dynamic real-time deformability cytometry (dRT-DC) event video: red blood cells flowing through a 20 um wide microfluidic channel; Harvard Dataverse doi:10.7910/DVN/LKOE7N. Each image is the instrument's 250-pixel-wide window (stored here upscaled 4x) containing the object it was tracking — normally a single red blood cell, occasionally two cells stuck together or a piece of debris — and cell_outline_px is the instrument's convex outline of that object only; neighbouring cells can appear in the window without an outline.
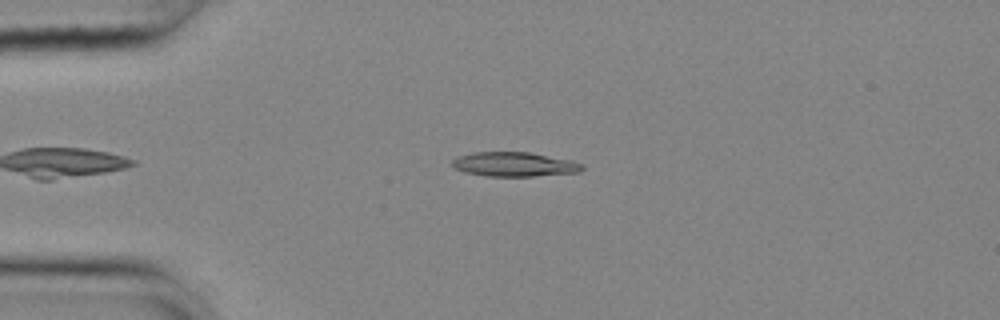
{"species": "common noctule bat (a hibernating species)", "species_latin": "Nyctalus noctula", "temperature_condition": "cold", "stored_images_in_passage": 38, "camera_frame_rate_fps": 3000, "um_per_image_px": 0.085, "animal": {"sex": "female", "body_mass_g": 25.1}, "frame": {"image": 1, "passage_image": 4, "time_ms": 1.0, "image_size_px": [1000, 320], "cell_outline_px": [[584, 168], [580, 172], [532, 176], [488, 176], [464, 172], [456, 168], [452, 164], [452, 160], [456, 156], [472, 152], [528, 152], [572, 160], [584, 164]], "centroid_in_image_um": [43.72, 13.96], "position_along_channel_um": 41.3, "area_um2": 18.5}}
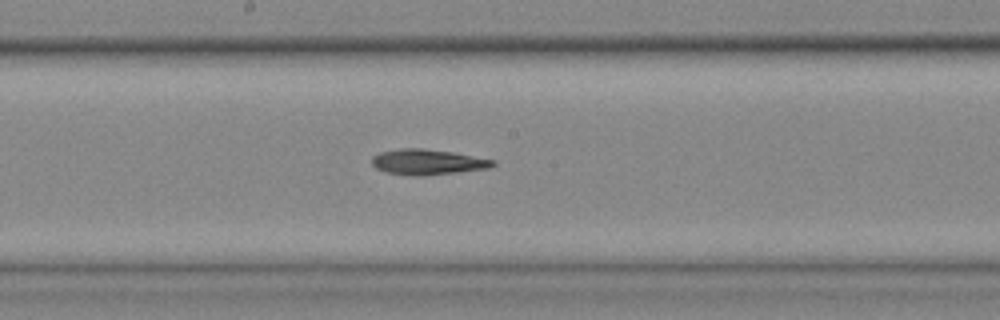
{"frame": {"image": 2, "passage_image": 20, "time_ms": 6.333, "image_size_px": [1000, 320], "cell_outline_px": [[496, 164], [488, 168], [424, 176], [416, 176], [388, 172], [376, 168], [372, 164], [372, 156], [380, 152], [400, 148], [420, 148], [452, 152], [496, 160]], "centroid_in_image_um": [36.34, 13.76], "position_along_channel_um": 211.9, "area_um2": 17.8}}
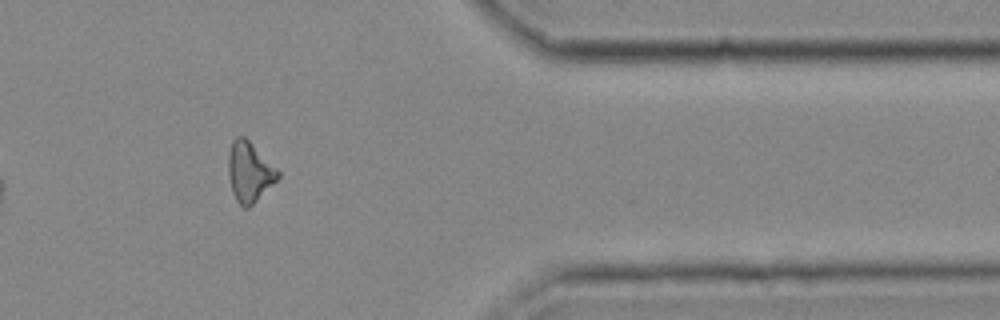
{"frame": {"image": 3, "passage_image": 36, "time_ms": 11.667, "image_size_px": [1000, 320], "cell_outline_px": [[280, 176], [248, 208], [244, 208], [236, 200], [232, 192], [228, 172], [228, 156], [232, 140], [236, 136], [244, 136], [280, 172]], "centroid_in_image_um": [21.17, 14.6], "position_along_channel_um": 390.2, "area_um2": 16.94}, "authors_computed_cell_mechanics": {"area_um2": 17.7446, "velocity_mm_per_s": 3.6969, "shape_relaxation_time_tau1_ms": 2.2159, "shape_relaxation_time_tau2_ms": 8.9267, "deformation_change_tau1": 0.1177, "deformation_change_tau2": 0.1977}}